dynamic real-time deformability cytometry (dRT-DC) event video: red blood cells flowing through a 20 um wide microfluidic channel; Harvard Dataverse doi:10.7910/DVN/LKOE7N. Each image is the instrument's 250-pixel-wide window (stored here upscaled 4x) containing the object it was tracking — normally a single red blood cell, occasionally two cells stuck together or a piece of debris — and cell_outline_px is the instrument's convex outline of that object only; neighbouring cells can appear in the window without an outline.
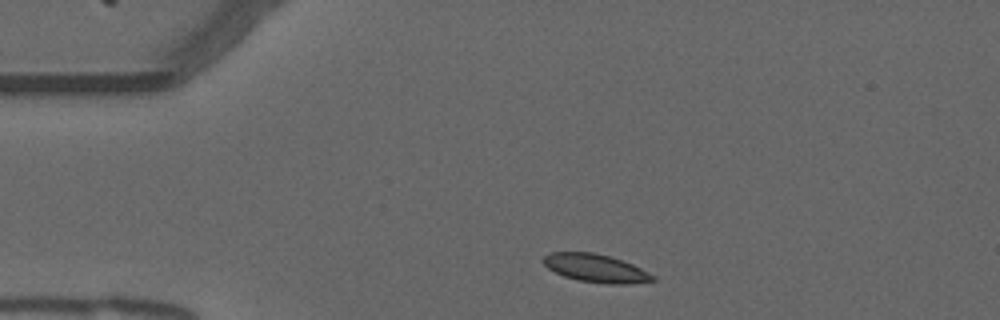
{"species": "common noctule bat (a hibernating species)", "species_latin": "Nyctalus noctula", "temperature_condition": "warm", "stored_images_in_passage": 44, "camera_frame_rate_fps": 3000, "um_per_image_px": 0.085, "animal": {"sex": "male", "forearm_length_mm": 52.5}, "frame": {"image": 1, "passage_image": 1, "time_ms": 0.0, "image_size_px": [1000, 320], "cell_outline_px": [[656, 280], [628, 284], [608, 284], [580, 280], [564, 276], [548, 268], [544, 264], [544, 256], [552, 252], [592, 252], [608, 256], [632, 264], [656, 276]], "centroid_in_image_um": [50.66, 22.8], "position_along_channel_um": 34.3, "area_um2": 17.63}}
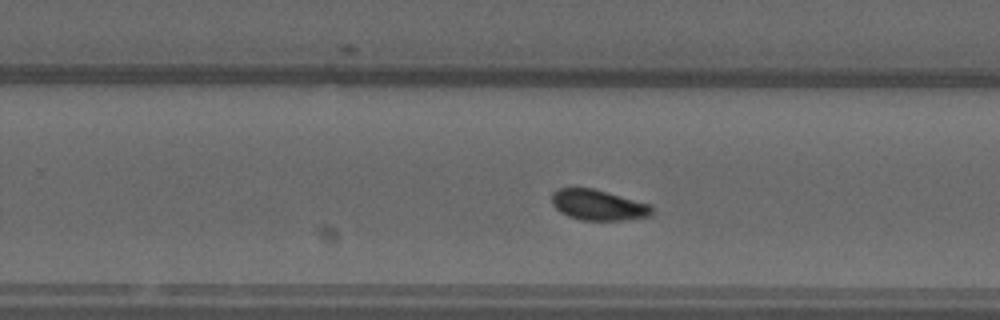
{"frame": {"image": 2, "passage_image": 24, "time_ms": 7.667, "image_size_px": [1000, 320], "cell_outline_px": [[652, 212], [648, 216], [632, 220], [580, 220], [568, 216], [560, 212], [552, 204], [552, 192], [556, 188], [592, 188], [648, 204], [652, 208]], "centroid_in_image_um": [50.8, 17.43], "position_along_channel_um": 279.0, "area_um2": 17.69}}
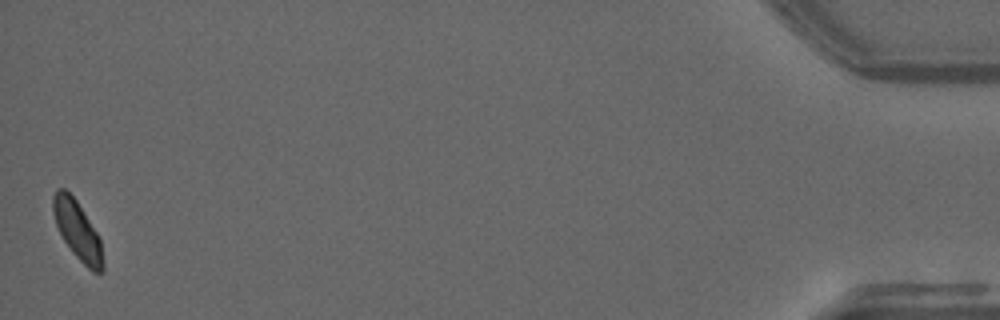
{"frame": {"image": 3, "passage_image": 44, "time_ms": 14.333, "image_size_px": [1000, 320], "cell_outline_px": [[104, 272], [92, 272], [72, 252], [64, 240], [56, 224], [52, 212], [52, 196], [56, 188], [64, 188], [76, 200], [96, 232], [100, 240], [104, 264]], "centroid_in_image_um": [6.57, 19.58], "position_along_channel_um": 428.6, "area_um2": 16.82}, "authors_computed_cell_mechanics": {"area_um2": 17.8024, "velocity_mm_per_s": 3.7156, "shape_relaxation_time_tau1_ms": 6.9298, "shape_relaxation_time_tau2_ms": null, "deformation_change_tau1": 0.1126, "deformation_change_tau2": null}}